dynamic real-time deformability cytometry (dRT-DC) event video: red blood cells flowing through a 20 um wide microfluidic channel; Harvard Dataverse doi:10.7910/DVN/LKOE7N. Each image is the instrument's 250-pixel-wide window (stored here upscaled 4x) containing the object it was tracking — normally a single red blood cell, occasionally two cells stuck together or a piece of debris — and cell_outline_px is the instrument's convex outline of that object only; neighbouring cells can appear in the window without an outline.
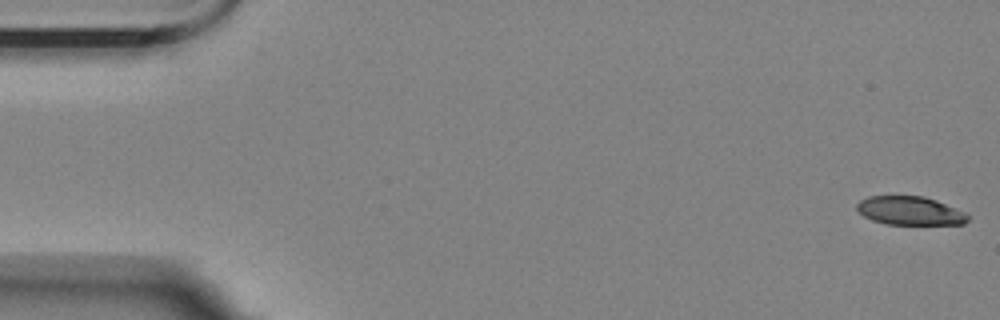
{"species": "Egyptian fruit bat (a non-hibernating species)", "species_latin": "Rousettus aegyptiacus", "temperature_condition": "room temperature", "stored_images_in_passage": 57, "camera_frame_rate_fps": 3000, "um_per_image_px": 0.085, "animal": {"sex": "female"}, "frame": {"image": 1, "passage_image": 1, "time_ms": 0.0, "image_size_px": [1000, 320], "cell_outline_px": [[968, 220], [964, 224], [884, 224], [872, 220], [864, 216], [856, 208], [856, 204], [860, 200], [868, 196], [924, 196], [936, 200], [964, 212], [968, 216]], "centroid_in_image_um": [77.32, 17.91], "position_along_channel_um": 7.7, "area_um2": 18.38}}
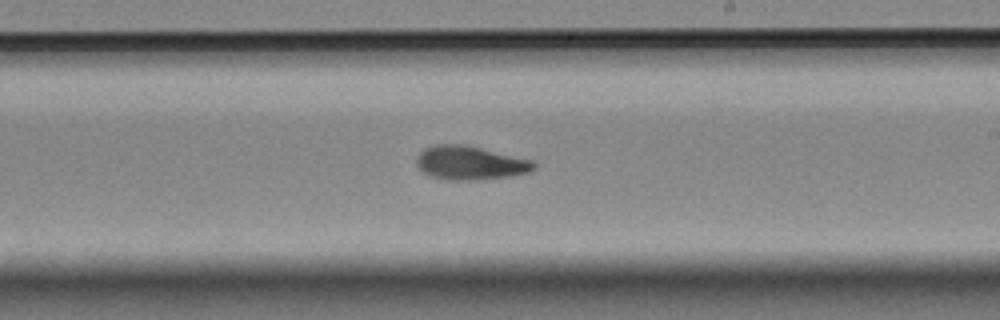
{"frame": {"image": 2, "passage_image": 33, "time_ms": 10.667, "image_size_px": [1000, 320], "cell_outline_px": [[536, 168], [528, 172], [508, 176], [472, 180], [448, 180], [432, 176], [424, 172], [416, 164], [416, 156], [424, 148], [436, 144], [464, 144], [532, 160], [536, 164]], "centroid_in_image_um": [39.93, 13.83], "position_along_channel_um": 249.1, "area_um2": 22.89}}
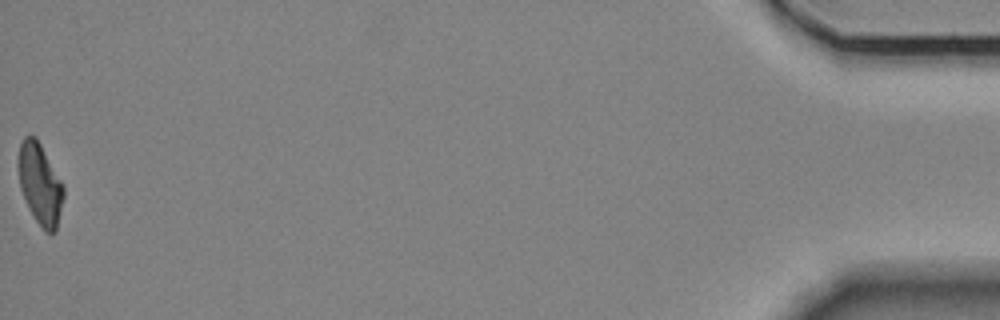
{"frame": {"image": 3, "passage_image": 57, "time_ms": 18.667, "image_size_px": [1000, 320], "cell_outline_px": [[64, 196], [56, 232], [44, 232], [28, 208], [20, 188], [20, 144], [24, 136], [36, 136], [60, 180], [64, 188]], "centroid_in_image_um": [3.42, 15.69], "position_along_channel_um": 431.8, "area_um2": 20.81}, "authors_computed_cell_mechanics": {"area_um2": 22.253, "velocity_mm_per_s": 3.5084, "shape_relaxation_time_tau1_ms": 4.2115, "shape_relaxation_time_tau2_ms": 4.0994, "deformation_change_tau1": 0.138, "deformation_change_tau2": 0.1079}}